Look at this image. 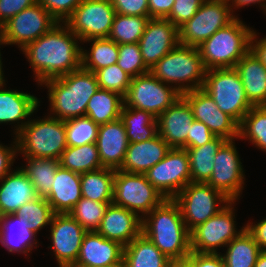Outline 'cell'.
I'll return each mask as SVG.
<instances>
[{"label": "cell", "instance_id": "6da1fadb", "mask_svg": "<svg viewBox=\"0 0 266 267\" xmlns=\"http://www.w3.org/2000/svg\"><path fill=\"white\" fill-rule=\"evenodd\" d=\"M78 40L65 23H58L22 49L39 84L81 68Z\"/></svg>", "mask_w": 266, "mask_h": 267}, {"label": "cell", "instance_id": "7a4b0ae2", "mask_svg": "<svg viewBox=\"0 0 266 267\" xmlns=\"http://www.w3.org/2000/svg\"><path fill=\"white\" fill-rule=\"evenodd\" d=\"M141 233L173 262L191 253L190 231L173 199H165L142 218Z\"/></svg>", "mask_w": 266, "mask_h": 267}, {"label": "cell", "instance_id": "3957f363", "mask_svg": "<svg viewBox=\"0 0 266 267\" xmlns=\"http://www.w3.org/2000/svg\"><path fill=\"white\" fill-rule=\"evenodd\" d=\"M40 85L48 88L49 116L63 121L85 116L88 101L99 89L95 73L83 68L43 81Z\"/></svg>", "mask_w": 266, "mask_h": 267}, {"label": "cell", "instance_id": "277c9868", "mask_svg": "<svg viewBox=\"0 0 266 267\" xmlns=\"http://www.w3.org/2000/svg\"><path fill=\"white\" fill-rule=\"evenodd\" d=\"M17 151L24 157L59 160L66 149L65 121L47 116L31 119L15 126Z\"/></svg>", "mask_w": 266, "mask_h": 267}, {"label": "cell", "instance_id": "5b68a950", "mask_svg": "<svg viewBox=\"0 0 266 267\" xmlns=\"http://www.w3.org/2000/svg\"><path fill=\"white\" fill-rule=\"evenodd\" d=\"M242 22L235 18L198 46L206 70L234 68L250 51L253 29Z\"/></svg>", "mask_w": 266, "mask_h": 267}, {"label": "cell", "instance_id": "8992f818", "mask_svg": "<svg viewBox=\"0 0 266 267\" xmlns=\"http://www.w3.org/2000/svg\"><path fill=\"white\" fill-rule=\"evenodd\" d=\"M149 72L167 85L175 83L176 90L182 95L203 87L206 68L197 47L179 43Z\"/></svg>", "mask_w": 266, "mask_h": 267}, {"label": "cell", "instance_id": "52a82bcc", "mask_svg": "<svg viewBox=\"0 0 266 267\" xmlns=\"http://www.w3.org/2000/svg\"><path fill=\"white\" fill-rule=\"evenodd\" d=\"M202 89L218 108L240 124L253 107L247 99L243 83L235 68L206 70Z\"/></svg>", "mask_w": 266, "mask_h": 267}, {"label": "cell", "instance_id": "ba28073f", "mask_svg": "<svg viewBox=\"0 0 266 267\" xmlns=\"http://www.w3.org/2000/svg\"><path fill=\"white\" fill-rule=\"evenodd\" d=\"M173 200L178 204L189 231L216 215L230 202L211 185L200 182H190Z\"/></svg>", "mask_w": 266, "mask_h": 267}, {"label": "cell", "instance_id": "9c48e42d", "mask_svg": "<svg viewBox=\"0 0 266 267\" xmlns=\"http://www.w3.org/2000/svg\"><path fill=\"white\" fill-rule=\"evenodd\" d=\"M165 198L144 174L116 170L112 203L124 207L141 218L159 206Z\"/></svg>", "mask_w": 266, "mask_h": 267}, {"label": "cell", "instance_id": "30bf717a", "mask_svg": "<svg viewBox=\"0 0 266 267\" xmlns=\"http://www.w3.org/2000/svg\"><path fill=\"white\" fill-rule=\"evenodd\" d=\"M235 18L237 16L232 15L228 0H205L196 14L179 28V43L198 48Z\"/></svg>", "mask_w": 266, "mask_h": 267}, {"label": "cell", "instance_id": "8fae6325", "mask_svg": "<svg viewBox=\"0 0 266 267\" xmlns=\"http://www.w3.org/2000/svg\"><path fill=\"white\" fill-rule=\"evenodd\" d=\"M181 96L175 86H167L148 72L131 79L124 105L147 111L157 119Z\"/></svg>", "mask_w": 266, "mask_h": 267}, {"label": "cell", "instance_id": "7c38bea8", "mask_svg": "<svg viewBox=\"0 0 266 267\" xmlns=\"http://www.w3.org/2000/svg\"><path fill=\"white\" fill-rule=\"evenodd\" d=\"M232 204L235 201H230L216 215L190 231L192 252L217 254L218 247H226L246 229V226H242L240 231H236Z\"/></svg>", "mask_w": 266, "mask_h": 267}, {"label": "cell", "instance_id": "4fadbf2b", "mask_svg": "<svg viewBox=\"0 0 266 267\" xmlns=\"http://www.w3.org/2000/svg\"><path fill=\"white\" fill-rule=\"evenodd\" d=\"M59 22L39 3L22 10L0 27L5 45L17 44L21 50L50 31Z\"/></svg>", "mask_w": 266, "mask_h": 267}, {"label": "cell", "instance_id": "5bb4252c", "mask_svg": "<svg viewBox=\"0 0 266 267\" xmlns=\"http://www.w3.org/2000/svg\"><path fill=\"white\" fill-rule=\"evenodd\" d=\"M115 15L110 0H83L64 23L83 42L108 38Z\"/></svg>", "mask_w": 266, "mask_h": 267}, {"label": "cell", "instance_id": "9a60e30c", "mask_svg": "<svg viewBox=\"0 0 266 267\" xmlns=\"http://www.w3.org/2000/svg\"><path fill=\"white\" fill-rule=\"evenodd\" d=\"M144 175L165 199H173L191 182L190 162L186 149L171 148L164 159Z\"/></svg>", "mask_w": 266, "mask_h": 267}, {"label": "cell", "instance_id": "2e32d148", "mask_svg": "<svg viewBox=\"0 0 266 267\" xmlns=\"http://www.w3.org/2000/svg\"><path fill=\"white\" fill-rule=\"evenodd\" d=\"M235 140H228L216 153L214 169L210 179L206 182L221 192L230 201L238 200L245 184V174Z\"/></svg>", "mask_w": 266, "mask_h": 267}, {"label": "cell", "instance_id": "e0dca14e", "mask_svg": "<svg viewBox=\"0 0 266 267\" xmlns=\"http://www.w3.org/2000/svg\"><path fill=\"white\" fill-rule=\"evenodd\" d=\"M50 237L59 267H71L77 260L87 231L68 213L54 214L50 224Z\"/></svg>", "mask_w": 266, "mask_h": 267}, {"label": "cell", "instance_id": "ac0fdd59", "mask_svg": "<svg viewBox=\"0 0 266 267\" xmlns=\"http://www.w3.org/2000/svg\"><path fill=\"white\" fill-rule=\"evenodd\" d=\"M182 96L191 106L195 120L207 125L215 136L227 140L239 138V124L222 112L212 97L202 88L185 92Z\"/></svg>", "mask_w": 266, "mask_h": 267}, {"label": "cell", "instance_id": "d6986e66", "mask_svg": "<svg viewBox=\"0 0 266 267\" xmlns=\"http://www.w3.org/2000/svg\"><path fill=\"white\" fill-rule=\"evenodd\" d=\"M179 44V29L167 18H150L139 40L145 65L151 69Z\"/></svg>", "mask_w": 266, "mask_h": 267}, {"label": "cell", "instance_id": "ffe728a7", "mask_svg": "<svg viewBox=\"0 0 266 267\" xmlns=\"http://www.w3.org/2000/svg\"><path fill=\"white\" fill-rule=\"evenodd\" d=\"M195 120L191 106L181 96L158 118V134L171 148H187V135Z\"/></svg>", "mask_w": 266, "mask_h": 267}, {"label": "cell", "instance_id": "44dd1931", "mask_svg": "<svg viewBox=\"0 0 266 267\" xmlns=\"http://www.w3.org/2000/svg\"><path fill=\"white\" fill-rule=\"evenodd\" d=\"M141 227L142 218L140 215L111 203L107 206L96 232L125 247L141 233Z\"/></svg>", "mask_w": 266, "mask_h": 267}, {"label": "cell", "instance_id": "7402d4cb", "mask_svg": "<svg viewBox=\"0 0 266 267\" xmlns=\"http://www.w3.org/2000/svg\"><path fill=\"white\" fill-rule=\"evenodd\" d=\"M124 246L104 238L96 231L87 232L76 262L71 267L108 266L123 262Z\"/></svg>", "mask_w": 266, "mask_h": 267}, {"label": "cell", "instance_id": "603a6c76", "mask_svg": "<svg viewBox=\"0 0 266 267\" xmlns=\"http://www.w3.org/2000/svg\"><path fill=\"white\" fill-rule=\"evenodd\" d=\"M128 144L126 129L120 119L99 125L96 146L103 167L119 169Z\"/></svg>", "mask_w": 266, "mask_h": 267}, {"label": "cell", "instance_id": "cb8c5ba5", "mask_svg": "<svg viewBox=\"0 0 266 267\" xmlns=\"http://www.w3.org/2000/svg\"><path fill=\"white\" fill-rule=\"evenodd\" d=\"M171 147L157 134L143 142L129 143L121 167L118 170L145 174L163 160Z\"/></svg>", "mask_w": 266, "mask_h": 267}, {"label": "cell", "instance_id": "d4e9b609", "mask_svg": "<svg viewBox=\"0 0 266 267\" xmlns=\"http://www.w3.org/2000/svg\"><path fill=\"white\" fill-rule=\"evenodd\" d=\"M54 179L45 199L55 214H68L82 198L81 174L59 166Z\"/></svg>", "mask_w": 266, "mask_h": 267}, {"label": "cell", "instance_id": "484cf974", "mask_svg": "<svg viewBox=\"0 0 266 267\" xmlns=\"http://www.w3.org/2000/svg\"><path fill=\"white\" fill-rule=\"evenodd\" d=\"M0 183V216L15 214L21 206L39 197L21 168L11 170Z\"/></svg>", "mask_w": 266, "mask_h": 267}, {"label": "cell", "instance_id": "4316f807", "mask_svg": "<svg viewBox=\"0 0 266 267\" xmlns=\"http://www.w3.org/2000/svg\"><path fill=\"white\" fill-rule=\"evenodd\" d=\"M234 68L250 103L253 106L266 105V67L249 51Z\"/></svg>", "mask_w": 266, "mask_h": 267}, {"label": "cell", "instance_id": "83f0119b", "mask_svg": "<svg viewBox=\"0 0 266 267\" xmlns=\"http://www.w3.org/2000/svg\"><path fill=\"white\" fill-rule=\"evenodd\" d=\"M28 224L27 220L16 214L0 216V243L8 252L27 255L33 247H37L36 233L28 228Z\"/></svg>", "mask_w": 266, "mask_h": 267}, {"label": "cell", "instance_id": "f1b7e54d", "mask_svg": "<svg viewBox=\"0 0 266 267\" xmlns=\"http://www.w3.org/2000/svg\"><path fill=\"white\" fill-rule=\"evenodd\" d=\"M4 85H0V123L19 124L38 109L40 101L27 92L3 89Z\"/></svg>", "mask_w": 266, "mask_h": 267}, {"label": "cell", "instance_id": "f546056e", "mask_svg": "<svg viewBox=\"0 0 266 267\" xmlns=\"http://www.w3.org/2000/svg\"><path fill=\"white\" fill-rule=\"evenodd\" d=\"M123 261L126 267H168L173 262L143 233L124 247Z\"/></svg>", "mask_w": 266, "mask_h": 267}, {"label": "cell", "instance_id": "4dcf8cb0", "mask_svg": "<svg viewBox=\"0 0 266 267\" xmlns=\"http://www.w3.org/2000/svg\"><path fill=\"white\" fill-rule=\"evenodd\" d=\"M228 140L216 136L212 141L199 147L186 148L190 162L191 182L206 183L214 169V158Z\"/></svg>", "mask_w": 266, "mask_h": 267}, {"label": "cell", "instance_id": "1f68e13d", "mask_svg": "<svg viewBox=\"0 0 266 267\" xmlns=\"http://www.w3.org/2000/svg\"><path fill=\"white\" fill-rule=\"evenodd\" d=\"M120 120L126 129L129 143L147 141L158 134L157 119L147 111L124 105Z\"/></svg>", "mask_w": 266, "mask_h": 267}, {"label": "cell", "instance_id": "d6a6232c", "mask_svg": "<svg viewBox=\"0 0 266 267\" xmlns=\"http://www.w3.org/2000/svg\"><path fill=\"white\" fill-rule=\"evenodd\" d=\"M124 97L109 90L98 89L88 101L85 115L102 125L120 119Z\"/></svg>", "mask_w": 266, "mask_h": 267}, {"label": "cell", "instance_id": "836d02e7", "mask_svg": "<svg viewBox=\"0 0 266 267\" xmlns=\"http://www.w3.org/2000/svg\"><path fill=\"white\" fill-rule=\"evenodd\" d=\"M115 172V169L102 167L82 173V197L96 202L112 203Z\"/></svg>", "mask_w": 266, "mask_h": 267}, {"label": "cell", "instance_id": "e575fe53", "mask_svg": "<svg viewBox=\"0 0 266 267\" xmlns=\"http://www.w3.org/2000/svg\"><path fill=\"white\" fill-rule=\"evenodd\" d=\"M92 42L90 52L81 47V68L96 72L117 63L119 45L109 38H94L83 42Z\"/></svg>", "mask_w": 266, "mask_h": 267}, {"label": "cell", "instance_id": "d590c367", "mask_svg": "<svg viewBox=\"0 0 266 267\" xmlns=\"http://www.w3.org/2000/svg\"><path fill=\"white\" fill-rule=\"evenodd\" d=\"M226 247V254H221L225 267H254L261 252L254 237L246 229Z\"/></svg>", "mask_w": 266, "mask_h": 267}, {"label": "cell", "instance_id": "8d00e7d4", "mask_svg": "<svg viewBox=\"0 0 266 267\" xmlns=\"http://www.w3.org/2000/svg\"><path fill=\"white\" fill-rule=\"evenodd\" d=\"M62 168L82 174L102 168L96 143L67 146L59 159Z\"/></svg>", "mask_w": 266, "mask_h": 267}, {"label": "cell", "instance_id": "74e56055", "mask_svg": "<svg viewBox=\"0 0 266 267\" xmlns=\"http://www.w3.org/2000/svg\"><path fill=\"white\" fill-rule=\"evenodd\" d=\"M27 160L25 166L20 167L28 176L39 197H46L55 180V172L60 166L59 160L37 157H24Z\"/></svg>", "mask_w": 266, "mask_h": 267}, {"label": "cell", "instance_id": "f35d334b", "mask_svg": "<svg viewBox=\"0 0 266 267\" xmlns=\"http://www.w3.org/2000/svg\"><path fill=\"white\" fill-rule=\"evenodd\" d=\"M149 20L150 17L116 13L108 38L118 45L139 43Z\"/></svg>", "mask_w": 266, "mask_h": 267}, {"label": "cell", "instance_id": "ab89813d", "mask_svg": "<svg viewBox=\"0 0 266 267\" xmlns=\"http://www.w3.org/2000/svg\"><path fill=\"white\" fill-rule=\"evenodd\" d=\"M250 140L266 152V105L253 106L239 124V139Z\"/></svg>", "mask_w": 266, "mask_h": 267}, {"label": "cell", "instance_id": "60d3db41", "mask_svg": "<svg viewBox=\"0 0 266 267\" xmlns=\"http://www.w3.org/2000/svg\"><path fill=\"white\" fill-rule=\"evenodd\" d=\"M99 125L88 116H80L65 121L66 142L76 147L96 143Z\"/></svg>", "mask_w": 266, "mask_h": 267}, {"label": "cell", "instance_id": "b9f144b4", "mask_svg": "<svg viewBox=\"0 0 266 267\" xmlns=\"http://www.w3.org/2000/svg\"><path fill=\"white\" fill-rule=\"evenodd\" d=\"M111 203L92 201L82 197L69 214L87 231H96L103 219L107 206Z\"/></svg>", "mask_w": 266, "mask_h": 267}, {"label": "cell", "instance_id": "7bdbcfd3", "mask_svg": "<svg viewBox=\"0 0 266 267\" xmlns=\"http://www.w3.org/2000/svg\"><path fill=\"white\" fill-rule=\"evenodd\" d=\"M28 221V228L37 234L43 227L50 225L55 214L45 197H38L23 206L15 213Z\"/></svg>", "mask_w": 266, "mask_h": 267}, {"label": "cell", "instance_id": "ee69618b", "mask_svg": "<svg viewBox=\"0 0 266 267\" xmlns=\"http://www.w3.org/2000/svg\"><path fill=\"white\" fill-rule=\"evenodd\" d=\"M100 89L109 90L125 97L132 77L123 71L117 63L95 72Z\"/></svg>", "mask_w": 266, "mask_h": 267}, {"label": "cell", "instance_id": "f6af8a7d", "mask_svg": "<svg viewBox=\"0 0 266 267\" xmlns=\"http://www.w3.org/2000/svg\"><path fill=\"white\" fill-rule=\"evenodd\" d=\"M117 65L132 78L150 71L143 61L139 43L120 44Z\"/></svg>", "mask_w": 266, "mask_h": 267}, {"label": "cell", "instance_id": "bcb514c9", "mask_svg": "<svg viewBox=\"0 0 266 267\" xmlns=\"http://www.w3.org/2000/svg\"><path fill=\"white\" fill-rule=\"evenodd\" d=\"M205 0H175L166 17L178 29L190 20Z\"/></svg>", "mask_w": 266, "mask_h": 267}, {"label": "cell", "instance_id": "7dc6e473", "mask_svg": "<svg viewBox=\"0 0 266 267\" xmlns=\"http://www.w3.org/2000/svg\"><path fill=\"white\" fill-rule=\"evenodd\" d=\"M83 0H38L59 23H64Z\"/></svg>", "mask_w": 266, "mask_h": 267}, {"label": "cell", "instance_id": "c3c4849f", "mask_svg": "<svg viewBox=\"0 0 266 267\" xmlns=\"http://www.w3.org/2000/svg\"><path fill=\"white\" fill-rule=\"evenodd\" d=\"M110 2L118 14L149 17L148 0H110Z\"/></svg>", "mask_w": 266, "mask_h": 267}, {"label": "cell", "instance_id": "681fc988", "mask_svg": "<svg viewBox=\"0 0 266 267\" xmlns=\"http://www.w3.org/2000/svg\"><path fill=\"white\" fill-rule=\"evenodd\" d=\"M215 137L207 125L194 120L191 123L190 133L187 135V148L202 146L212 141Z\"/></svg>", "mask_w": 266, "mask_h": 267}, {"label": "cell", "instance_id": "f907efd6", "mask_svg": "<svg viewBox=\"0 0 266 267\" xmlns=\"http://www.w3.org/2000/svg\"><path fill=\"white\" fill-rule=\"evenodd\" d=\"M187 267H225L221 253L192 252L183 260Z\"/></svg>", "mask_w": 266, "mask_h": 267}, {"label": "cell", "instance_id": "816d5d0a", "mask_svg": "<svg viewBox=\"0 0 266 267\" xmlns=\"http://www.w3.org/2000/svg\"><path fill=\"white\" fill-rule=\"evenodd\" d=\"M38 3V0H0V27L10 18Z\"/></svg>", "mask_w": 266, "mask_h": 267}, {"label": "cell", "instance_id": "f5cc1de1", "mask_svg": "<svg viewBox=\"0 0 266 267\" xmlns=\"http://www.w3.org/2000/svg\"><path fill=\"white\" fill-rule=\"evenodd\" d=\"M15 143V144H14ZM13 147L3 146L0 144V181L12 170L11 166L15 161V157L18 154L16 137L13 141Z\"/></svg>", "mask_w": 266, "mask_h": 267}, {"label": "cell", "instance_id": "db71d44e", "mask_svg": "<svg viewBox=\"0 0 266 267\" xmlns=\"http://www.w3.org/2000/svg\"><path fill=\"white\" fill-rule=\"evenodd\" d=\"M175 0H148L150 18H166Z\"/></svg>", "mask_w": 266, "mask_h": 267}, {"label": "cell", "instance_id": "11a10c76", "mask_svg": "<svg viewBox=\"0 0 266 267\" xmlns=\"http://www.w3.org/2000/svg\"><path fill=\"white\" fill-rule=\"evenodd\" d=\"M246 230L254 237L261 251H266V218L257 224H246Z\"/></svg>", "mask_w": 266, "mask_h": 267}, {"label": "cell", "instance_id": "9f6ffc18", "mask_svg": "<svg viewBox=\"0 0 266 267\" xmlns=\"http://www.w3.org/2000/svg\"><path fill=\"white\" fill-rule=\"evenodd\" d=\"M250 51L266 67V36L257 39V33L253 30L250 38Z\"/></svg>", "mask_w": 266, "mask_h": 267}, {"label": "cell", "instance_id": "6f0895ef", "mask_svg": "<svg viewBox=\"0 0 266 267\" xmlns=\"http://www.w3.org/2000/svg\"><path fill=\"white\" fill-rule=\"evenodd\" d=\"M266 0H228V2H230V10H231V13H232V15H233V7H234V9H238L239 7H244V6H248V5H251V4H260L261 2V4H260V6L261 7H263L264 8V10H265V14H266V2H265ZM232 3V4H231Z\"/></svg>", "mask_w": 266, "mask_h": 267}, {"label": "cell", "instance_id": "680465c9", "mask_svg": "<svg viewBox=\"0 0 266 267\" xmlns=\"http://www.w3.org/2000/svg\"><path fill=\"white\" fill-rule=\"evenodd\" d=\"M254 267H266V251H261Z\"/></svg>", "mask_w": 266, "mask_h": 267}, {"label": "cell", "instance_id": "91938a15", "mask_svg": "<svg viewBox=\"0 0 266 267\" xmlns=\"http://www.w3.org/2000/svg\"><path fill=\"white\" fill-rule=\"evenodd\" d=\"M5 43L0 39V45H4ZM1 52H0V85L1 84H5V80H4V77L5 76H3L4 75V73H3V66H2V60H1Z\"/></svg>", "mask_w": 266, "mask_h": 267}, {"label": "cell", "instance_id": "94428289", "mask_svg": "<svg viewBox=\"0 0 266 267\" xmlns=\"http://www.w3.org/2000/svg\"><path fill=\"white\" fill-rule=\"evenodd\" d=\"M168 267H187L183 261H174Z\"/></svg>", "mask_w": 266, "mask_h": 267}, {"label": "cell", "instance_id": "6125c7cd", "mask_svg": "<svg viewBox=\"0 0 266 267\" xmlns=\"http://www.w3.org/2000/svg\"><path fill=\"white\" fill-rule=\"evenodd\" d=\"M93 267H126L124 261L118 264L108 265V266H93Z\"/></svg>", "mask_w": 266, "mask_h": 267}]
</instances>
